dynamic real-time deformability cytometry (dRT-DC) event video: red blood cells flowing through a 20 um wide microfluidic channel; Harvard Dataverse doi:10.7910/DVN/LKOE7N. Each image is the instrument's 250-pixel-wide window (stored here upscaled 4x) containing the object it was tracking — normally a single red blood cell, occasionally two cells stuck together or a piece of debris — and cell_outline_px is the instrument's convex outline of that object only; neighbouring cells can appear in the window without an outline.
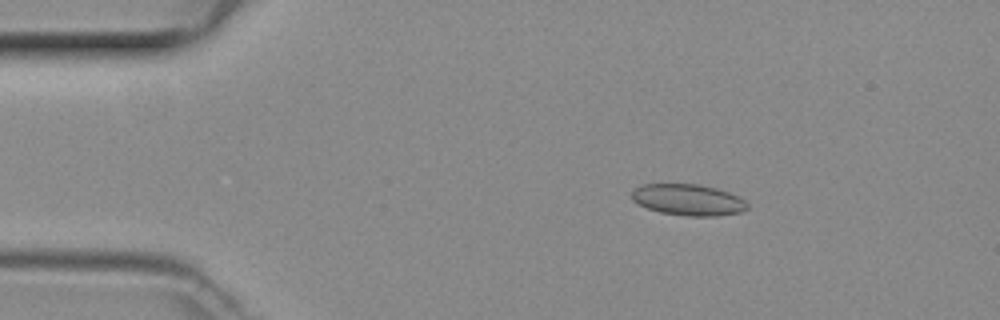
{"species": "common noctule bat (a hibernating species)", "species_latin": "Nyctalus noctula", "temperature_condition": "room temperature", "stored_images_in_passage": 31, "camera_frame_rate_fps": 3000, "um_per_image_px": 0.085, "animal": {"sex": "female", "body_mass_g": 29.2, "forearm_length_mm": 56.3}, "frame": {"image": 1, "passage_image": 1, "time_ms": 0.0, "image_size_px": [1000, 320], "cell_outline_px": [[748, 208], [740, 212], [716, 216], [684, 216], [660, 212], [648, 208], [632, 200], [632, 192], [636, 188], [644, 184], [696, 184], [716, 188], [728, 192], [744, 200], [748, 204]], "centroid_in_image_um": [58.5, 16.99], "position_along_channel_um": 26.5, "area_um2": 20.87}}
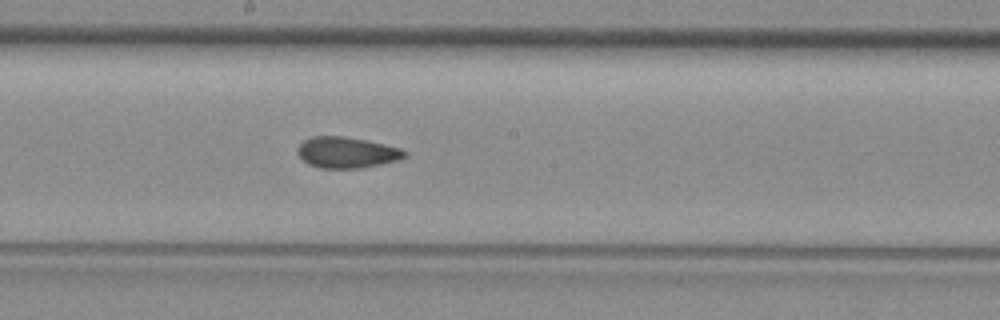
{"frame": {"image": 2, "passage_image": 19, "time_ms": 6.0, "image_size_px": [1000, 320], "cell_outline_px": [[408, 156], [400, 160], [360, 168], [320, 168], [308, 164], [296, 152], [296, 148], [304, 140], [312, 136], [344, 136], [368, 140], [400, 148], [408, 152]], "centroid_in_image_um": [29.49, 12.95], "position_along_channel_um": 218.7, "area_um2": 19.54}}
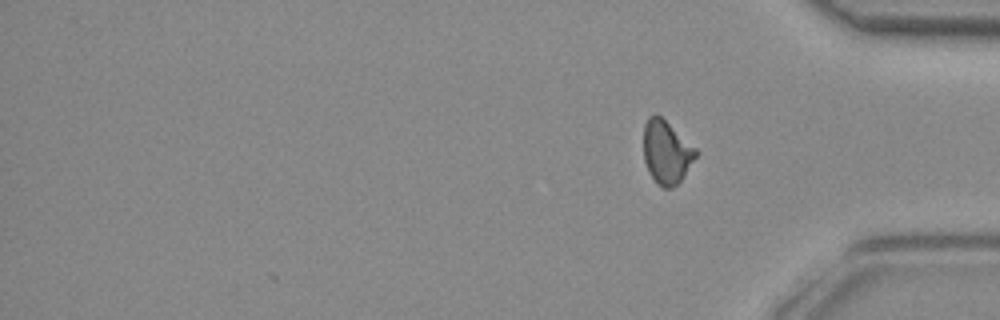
{"frame": {"image": 3, "passage_image": 31, "time_ms": 10.0, "image_size_px": [1000, 320], "cell_outline_px": [[696, 156], [680, 180], [672, 188], [664, 188], [648, 172], [644, 160], [644, 124], [648, 116], [656, 112], [696, 148]], "centroid_in_image_um": [56.62, 12.88], "position_along_channel_um": 378.6, "area_um2": 18.9}}